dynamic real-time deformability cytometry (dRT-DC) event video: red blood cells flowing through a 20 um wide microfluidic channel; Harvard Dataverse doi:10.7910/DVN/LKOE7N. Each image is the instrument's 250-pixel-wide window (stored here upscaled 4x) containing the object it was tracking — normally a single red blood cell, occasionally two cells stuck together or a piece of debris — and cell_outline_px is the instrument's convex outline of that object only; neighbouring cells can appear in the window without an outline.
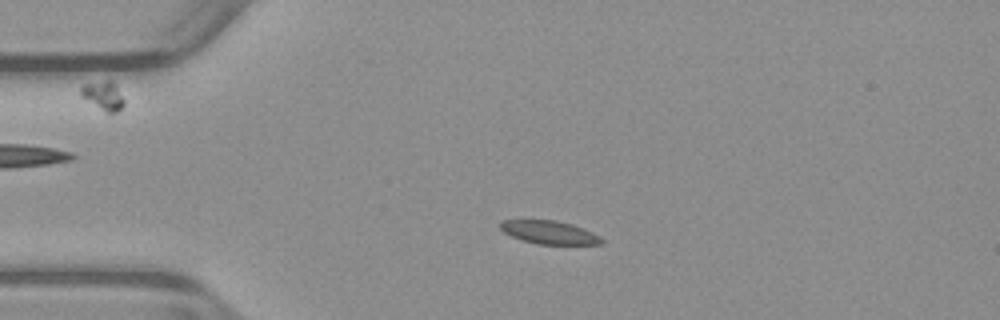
{"species": "common noctule bat (a hibernating species)", "species_latin": "Nyctalus noctula", "temperature_condition": "warm", "stored_images_in_passage": 51, "camera_frame_rate_fps": 3000, "um_per_image_px": 0.085, "animal": {"sex": "male", "body_mass_g": 23.1, "forearm_length_mm": 52.7}, "frame": {"image": 1, "passage_image": 10, "time_ms": 3.0, "image_size_px": [1000, 320], "cell_outline_px": [[604, 244], [536, 244], [512, 236], [504, 232], [500, 228], [500, 220], [556, 220], [572, 224], [584, 228], [600, 236], [604, 240]], "centroid_in_image_um": [46.72, 19.75], "position_along_channel_um": 38.3, "area_um2": 13.7}}
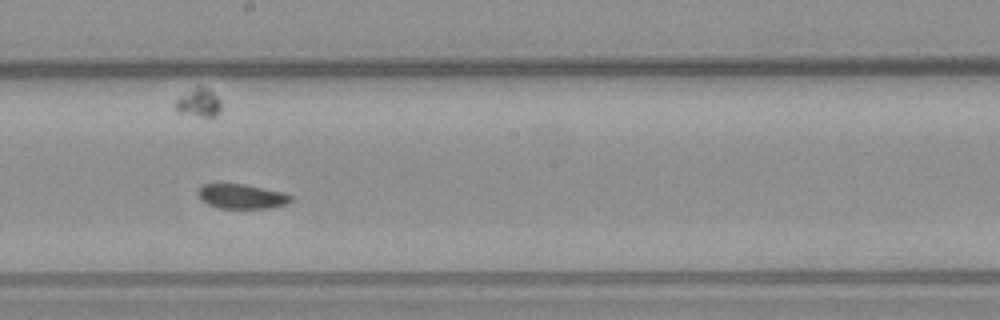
{"frame": {"image": 2, "passage_image": 27, "time_ms": 8.667, "image_size_px": [1000, 320], "cell_outline_px": [[292, 200], [288, 204], [268, 208], [216, 208], [200, 200], [196, 192], [200, 184], [216, 180], [220, 180], [244, 184], [284, 192], [292, 196]], "centroid_in_image_um": [20.43, 16.63], "position_along_channel_um": 227.8, "area_um2": 14.22}}
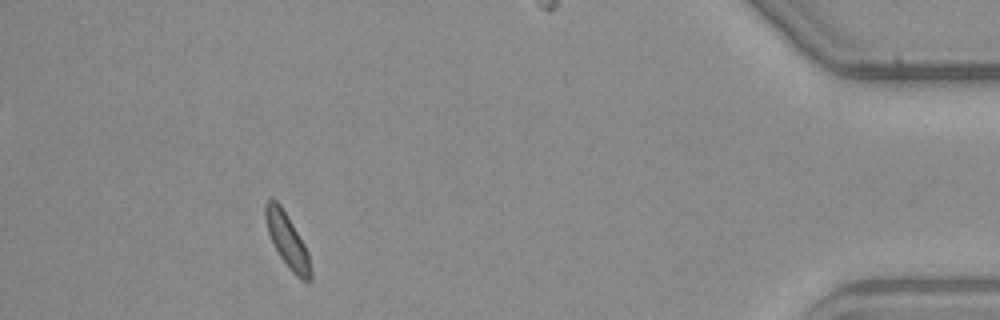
{"frame": {"image": 3, "passage_image": 46, "time_ms": 15.0, "image_size_px": [1000, 320], "cell_outline_px": [[312, 276], [308, 280], [304, 280], [296, 276], [292, 272], [280, 256], [268, 232], [264, 216], [264, 204], [268, 200], [276, 200], [280, 204], [304, 244], [308, 252], [312, 272]], "centroid_in_image_um": [24.41, 20.43], "position_along_channel_um": 410.8, "area_um2": 13.81}, "authors_computed_cell_mechanics": {"area_um2": 14.0454, "velocity_mm_per_s": 3.9127, "shape_relaxation_time_tau1_ms": null, "shape_relaxation_time_tau2_ms": 3.2703, "deformation_change_tau1": null, "deformation_change_tau2": 0.0796}}